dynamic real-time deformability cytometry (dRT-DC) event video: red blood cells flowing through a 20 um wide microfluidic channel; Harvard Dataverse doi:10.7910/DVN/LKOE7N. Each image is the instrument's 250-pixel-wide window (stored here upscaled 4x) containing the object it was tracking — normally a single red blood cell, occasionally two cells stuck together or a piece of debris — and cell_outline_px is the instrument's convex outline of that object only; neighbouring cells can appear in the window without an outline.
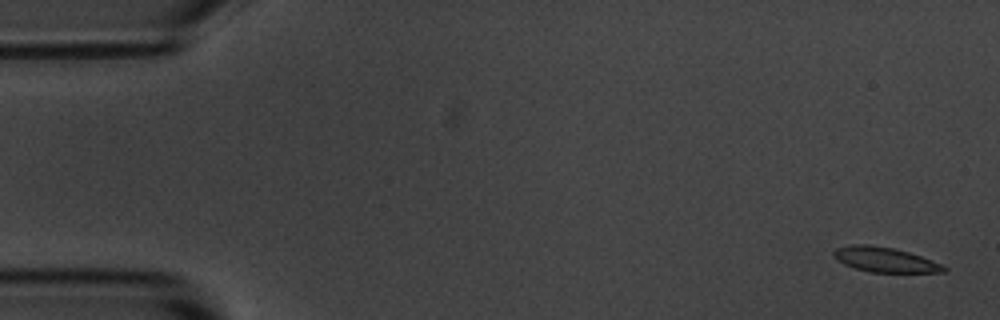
{"species": "common noctule bat (a hibernating species)", "species_latin": "Nyctalus noctula", "temperature_condition": "room temperature", "stored_images_in_passage": 5, "camera_frame_rate_fps": 3000, "um_per_image_px": 0.085, "animal": {"sex": "male", "body_mass_g": 20.1, "forearm_length_mm": 53.5}, "frame": {"image": 1, "passage_image": 1, "time_ms": 0.0, "image_size_px": [1000, 320], "cell_outline_px": [[948, 272], [872, 272], [856, 268], [844, 264], [836, 260], [832, 256], [832, 252], [836, 248], [852, 244], [868, 244], [892, 248], [908, 252], [920, 256], [940, 264], [948, 268]], "centroid_in_image_um": [75.17, 22.07], "position_along_channel_um": 9.8, "area_um2": 15.84}}